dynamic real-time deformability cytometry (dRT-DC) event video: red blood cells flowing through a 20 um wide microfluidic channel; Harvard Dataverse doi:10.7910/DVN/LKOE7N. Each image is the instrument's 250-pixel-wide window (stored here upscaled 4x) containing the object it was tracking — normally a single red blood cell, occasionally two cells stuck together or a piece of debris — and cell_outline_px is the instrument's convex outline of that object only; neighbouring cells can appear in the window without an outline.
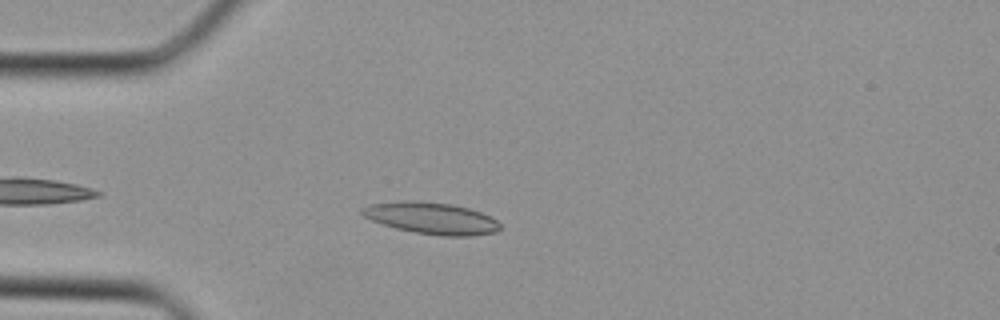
{"species": "Egyptian fruit bat (a non-hibernating species)", "species_latin": "Rousettus aegyptiacus", "temperature_condition": "cold", "stored_images_in_passage": 29, "camera_frame_rate_fps": 3000, "um_per_image_px": 0.085, "animal": {"sex": "female"}, "frame": {"image": 1, "passage_image": 4, "time_ms": 1.0, "image_size_px": [1000, 320], "cell_outline_px": [[500, 228], [496, 232], [468, 236], [444, 236], [416, 232], [396, 228], [372, 220], [364, 216], [360, 212], [364, 208], [372, 204], [400, 200], [412, 200], [452, 204], [468, 208], [492, 216], [500, 224]], "centroid_in_image_um": [36.71, 18.54], "position_along_channel_um": 48.3, "area_um2": 25.26}}
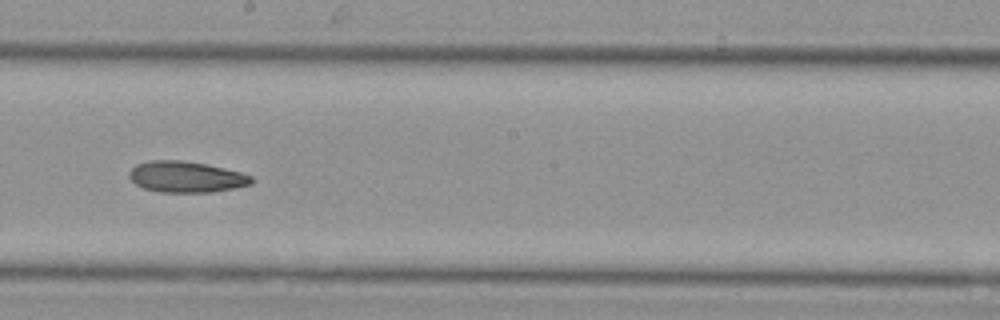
{"frame": {"image": 2, "passage_image": 15, "time_ms": 4.667, "image_size_px": [1000, 320], "cell_outline_px": [[252, 184], [212, 192], [160, 192], [144, 188], [136, 184], [128, 176], [128, 172], [136, 164], [152, 160], [184, 160], [224, 168], [240, 172], [252, 176]], "centroid_in_image_um": [15.8, 15.03], "position_along_channel_um": 232.4, "area_um2": 22.02}}
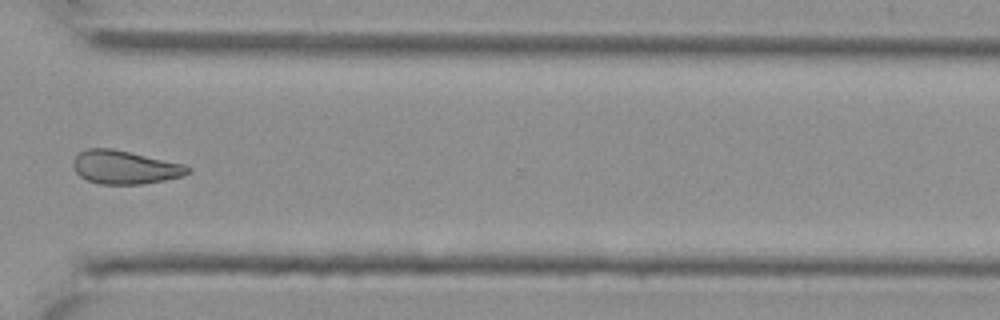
{"frame": {"image": 3, "passage_image": 22, "time_ms": 7.0, "image_size_px": [1000, 320], "cell_outline_px": [[192, 172], [184, 176], [144, 184], [100, 184], [88, 180], [80, 176], [76, 172], [72, 164], [72, 160], [80, 152], [88, 148], [112, 148], [184, 164], [192, 168]], "centroid_in_image_um": [10.64, 14.22], "position_along_channel_um": 360.0, "area_um2": 22.43}}